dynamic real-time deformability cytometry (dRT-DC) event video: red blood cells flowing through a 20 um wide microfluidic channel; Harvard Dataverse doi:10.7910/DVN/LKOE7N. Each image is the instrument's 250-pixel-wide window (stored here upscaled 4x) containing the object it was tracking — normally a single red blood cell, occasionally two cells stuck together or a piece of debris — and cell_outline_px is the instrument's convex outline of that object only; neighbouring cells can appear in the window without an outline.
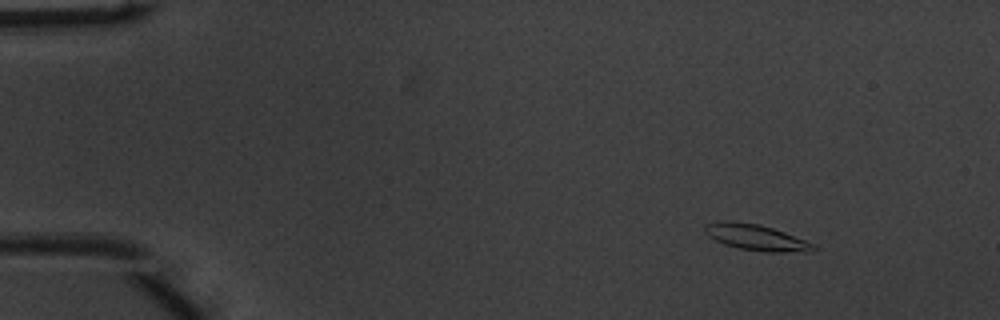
{"species": "common noctule bat (a hibernating species)", "species_latin": "Nyctalus noctula", "temperature_condition": "warm", "stored_images_in_passage": 48, "camera_frame_rate_fps": 3000, "um_per_image_px": 0.085, "animal": {"sex": "male", "body_mass_g": 20.1, "forearm_length_mm": 53.5}, "frame": {"image": 1, "passage_image": 3, "time_ms": 0.667, "image_size_px": [1000, 320], "cell_outline_px": [[820, 248], [808, 252], [768, 252], [740, 248], [724, 244], [708, 236], [704, 232], [704, 224], [724, 220], [732, 220], [760, 224], [784, 232], [816, 244]], "centroid_in_image_um": [64.29, 20.17], "position_along_channel_um": 20.7, "area_um2": 16.65}}
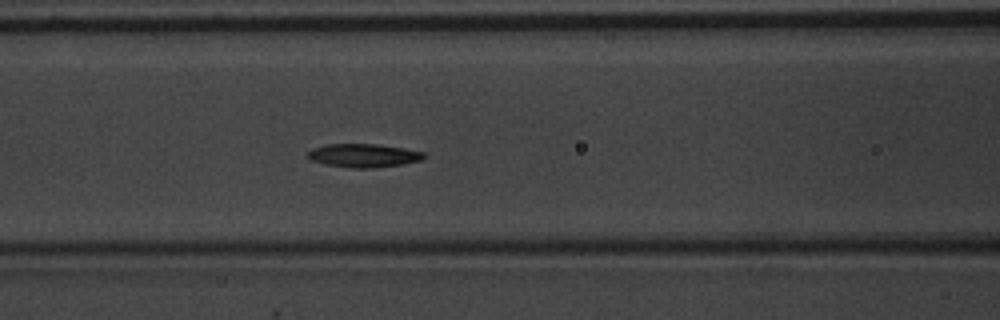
{"frame": {"image": 2, "passage_image": 19, "time_ms": 6.0, "image_size_px": [1000, 320], "cell_outline_px": [[428, 156], [420, 160], [404, 164], [372, 168], [348, 168], [328, 164], [312, 160], [308, 156], [308, 152], [312, 148], [328, 144], [376, 144], [404, 148], [424, 152]], "centroid_in_image_um": [30.95, 13.22], "position_along_channel_um": 135.7, "area_um2": 15.84}}
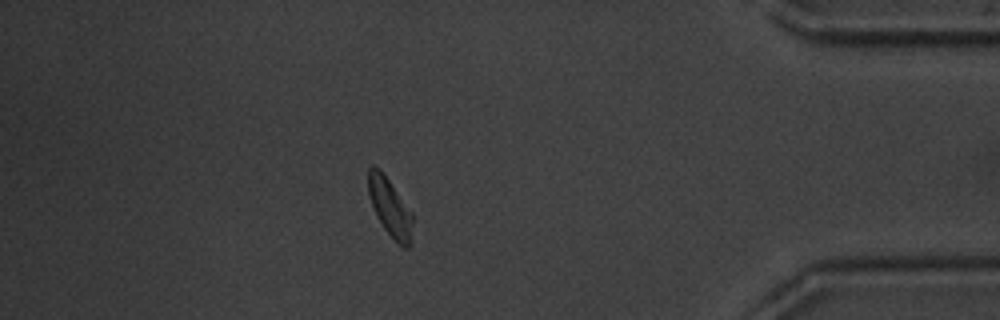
{"frame": {"image": 3, "passage_image": 42, "time_ms": 13.667, "image_size_px": [1000, 320], "cell_outline_px": [[412, 244], [408, 248], [400, 248], [396, 244], [384, 228], [376, 216], [368, 196], [368, 168], [372, 164], [380, 168], [412, 212]], "centroid_in_image_um": [33.15, 17.67], "position_along_channel_um": 402.1, "area_um2": 15.43}, "authors_computed_cell_mechanics": {"area_um2": 15.3748, "velocity_mm_per_s": 3.9631, "shape_relaxation_time_tau1_ms": 2.9209, "shape_relaxation_time_tau2_ms": 5.4745, "deformation_change_tau1": 0.1201, "deformation_change_tau2": 0.1262}}